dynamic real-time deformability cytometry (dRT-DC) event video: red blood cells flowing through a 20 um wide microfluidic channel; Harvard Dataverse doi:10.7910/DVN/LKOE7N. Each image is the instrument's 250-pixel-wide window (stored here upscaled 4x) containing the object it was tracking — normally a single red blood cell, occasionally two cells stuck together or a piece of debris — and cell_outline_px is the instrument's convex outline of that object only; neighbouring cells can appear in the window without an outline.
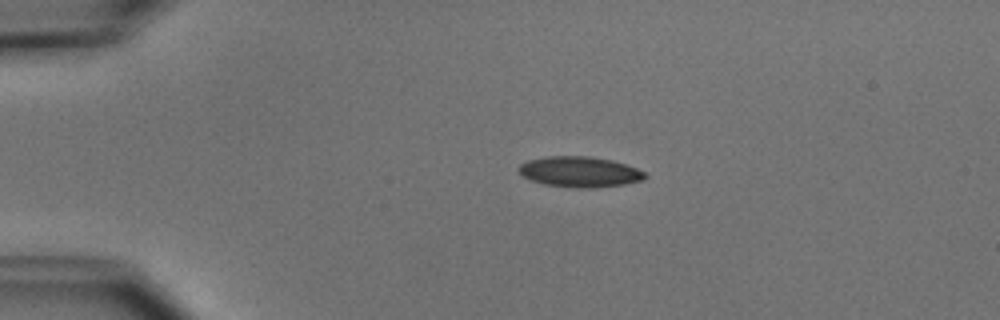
{"species": "common noctule bat (a hibernating species)", "species_latin": "Nyctalus noctula", "temperature_condition": "cold", "stored_images_in_passage": 2, "camera_frame_rate_fps": 3000, "um_per_image_px": 0.085, "animal": {"sex": "male", "body_mass_g": 15.6}, "frame": {"image": 1, "passage_image": 1, "time_ms": 0.0, "image_size_px": [1000, 320], "cell_outline_px": [[648, 176], [644, 180], [624, 184], [588, 188], [576, 188], [544, 184], [532, 180], [524, 176], [516, 168], [520, 164], [528, 160], [548, 156], [588, 156], [612, 160], [636, 168], [644, 172]], "centroid_in_image_um": [49.27, 14.6], "position_along_channel_um": 35.7, "area_um2": 22.37}}